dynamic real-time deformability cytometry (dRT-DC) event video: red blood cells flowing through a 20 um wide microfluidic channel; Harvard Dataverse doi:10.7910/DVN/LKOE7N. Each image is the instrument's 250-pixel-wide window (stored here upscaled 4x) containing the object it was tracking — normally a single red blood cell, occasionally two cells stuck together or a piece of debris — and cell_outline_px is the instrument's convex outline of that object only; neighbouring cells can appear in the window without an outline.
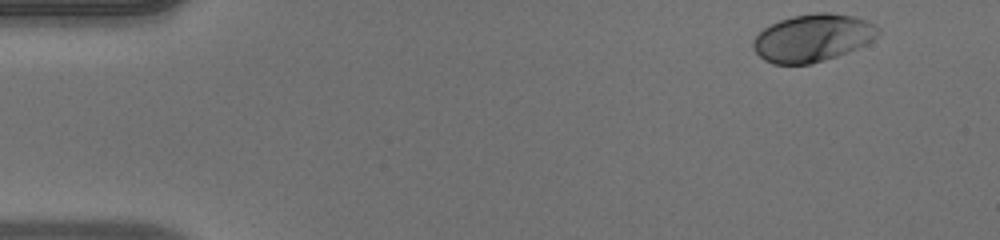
{"species": "human", "species_latin": "Homo sapiens", "temperature_condition": "warm", "stored_images_in_passage": 48, "camera_frame_rate_fps": 3000, "um_per_image_px": 0.085, "donor": {"sex": "male"}, "frame": {"image": 1, "passage_image": 1, "time_ms": 0.0, "image_size_px": [1000, 240], "cell_outline_px": [[880, 32], [872, 40], [856, 48], [836, 56], [824, 60], [808, 64], [772, 64], [764, 60], [752, 48], [752, 40], [764, 28], [780, 20], [792, 16], [816, 12], [828, 12], [856, 16], [880, 28]], "centroid_in_image_um": [69.05, 3.21], "position_along_channel_um": 16.0, "area_um2": 34.39}}
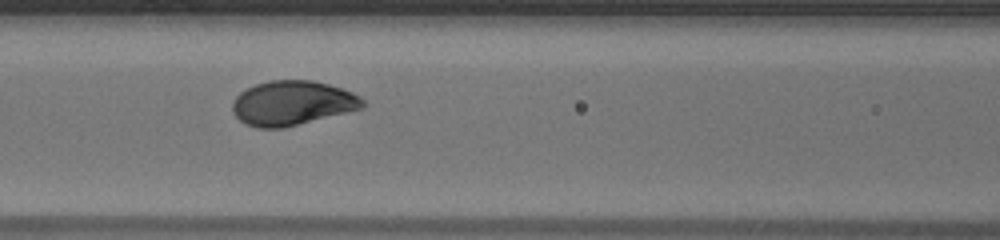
{"frame": {"image": 2, "passage_image": 19, "time_ms": 6.0, "image_size_px": [1000, 240], "cell_outline_px": [[364, 108], [280, 128], [256, 128], [244, 124], [232, 112], [232, 100], [240, 92], [256, 84], [268, 80], [312, 80], [328, 84], [352, 92], [360, 96], [364, 100]], "centroid_in_image_um": [24.81, 8.75], "position_along_channel_um": 141.8, "area_um2": 33.7}}
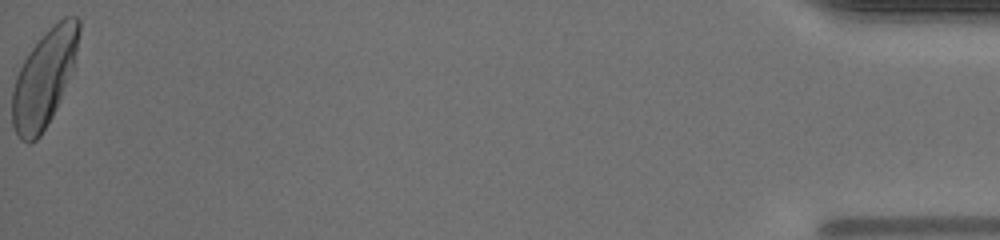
{"frame": {"image": 3, "passage_image": 48, "time_ms": 15.667, "image_size_px": [1000, 240], "cell_outline_px": [[80, 32], [76, 52], [72, 68], [60, 100], [52, 116], [40, 136], [36, 140], [28, 144], [20, 140], [12, 124], [12, 92], [16, 76], [28, 52], [64, 16], [76, 16], [80, 20]], "centroid_in_image_um": [3.74, 6.71], "position_along_channel_um": 431.5, "area_um2": 36.7}, "authors_computed_cell_mechanics": {"area_um2": 34.4777, "velocity_mm_per_s": 4.0148, "shape_relaxation_time_tau1_ms": 2.4009, "shape_relaxation_time_tau2_ms": null, "deformation_change_tau1": 0.1801, "deformation_change_tau2": null}}